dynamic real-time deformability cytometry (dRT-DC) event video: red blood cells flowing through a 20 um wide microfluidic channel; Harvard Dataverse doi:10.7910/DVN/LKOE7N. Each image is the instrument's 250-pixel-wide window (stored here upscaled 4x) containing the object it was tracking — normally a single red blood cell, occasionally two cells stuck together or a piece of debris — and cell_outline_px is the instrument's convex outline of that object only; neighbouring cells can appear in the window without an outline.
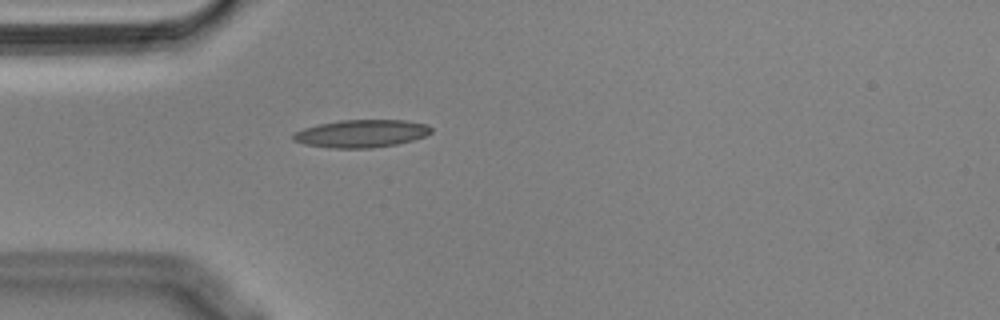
{"species": "Egyptian fruit bat (a non-hibernating species)", "species_latin": "Rousettus aegyptiacus", "temperature_condition": "cold", "stored_images_in_passage": 37, "camera_frame_rate_fps": 3000, "um_per_image_px": 0.085, "animal": {"sex": "male"}, "frame": {"image": 1, "passage_image": 1, "time_ms": 0.0, "image_size_px": [1000, 320], "cell_outline_px": [[432, 132], [424, 136], [412, 140], [396, 144], [372, 148], [332, 148], [304, 144], [292, 140], [292, 136], [296, 132], [304, 128], [320, 124], [340, 120], [404, 120], [428, 124], [432, 128]], "centroid_in_image_um": [30.73, 11.35], "position_along_channel_um": 54.3, "area_um2": 22.2}}
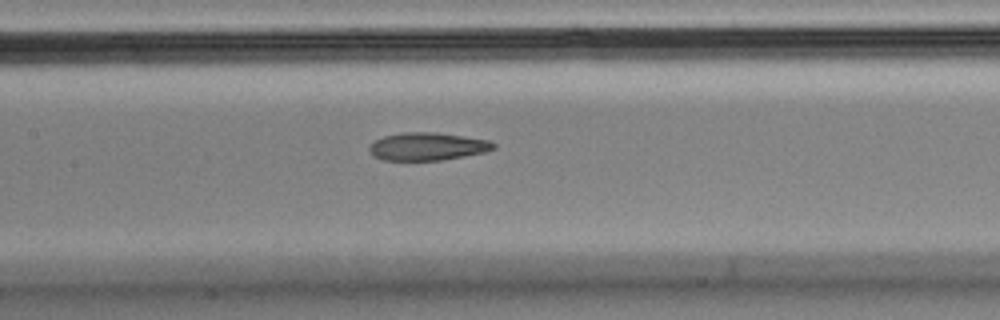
{"frame": {"image": 2, "passage_image": 11, "time_ms": 3.333, "image_size_px": [1000, 320], "cell_outline_px": [[496, 148], [484, 152], [444, 160], [384, 160], [372, 156], [368, 148], [376, 140], [384, 136], [404, 132], [436, 132], [488, 140], [496, 144]], "centroid_in_image_um": [36.33, 12.45], "position_along_channel_um": 171.1, "area_um2": 20.06}}
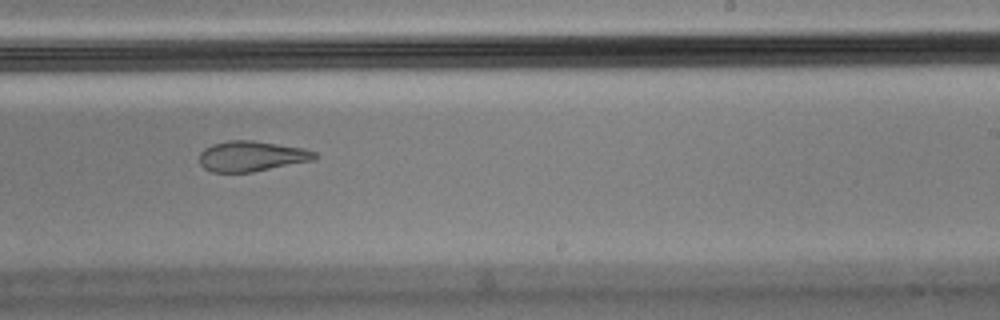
{"frame": {"image": 3, "passage_image": 19, "time_ms": 6.0, "image_size_px": [1000, 320], "cell_outline_px": [[316, 156], [312, 160], [252, 172], [212, 172], [204, 168], [200, 164], [200, 152], [204, 148], [212, 144], [228, 140], [252, 140], [304, 148], [316, 152]], "centroid_in_image_um": [21.34, 13.27], "position_along_channel_um": 267.7, "area_um2": 20.29}, "authors_computed_cell_mechanics": {"area_um2": 21.9062, "velocity_mm_per_s": 3.6349, "shape_relaxation_time_tau1_ms": null, "shape_relaxation_time_tau2_ms": 3.1207, "deformation_change_tau1": null, "deformation_change_tau2": 0.1033}}